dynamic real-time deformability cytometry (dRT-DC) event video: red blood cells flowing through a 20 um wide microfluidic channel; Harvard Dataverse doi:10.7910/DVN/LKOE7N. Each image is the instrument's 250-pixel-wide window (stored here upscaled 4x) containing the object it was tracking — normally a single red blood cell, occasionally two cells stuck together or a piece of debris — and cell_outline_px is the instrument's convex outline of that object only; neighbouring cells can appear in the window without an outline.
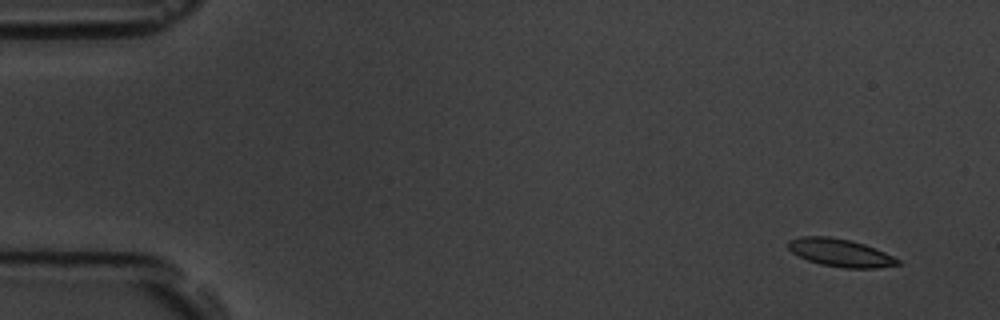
{"species": "common noctule bat (a hibernating species)", "species_latin": "Nyctalus noctula", "temperature_condition": "room temperature", "stored_images_in_passage": 5, "camera_frame_rate_fps": 3000, "um_per_image_px": 0.085, "animal": {"sex": "male", "body_mass_g": 19.5, "forearm_length_mm": 54.6}, "frame": {"image": 1, "passage_image": 1, "time_ms": 0.0, "image_size_px": [1000, 320], "cell_outline_px": [[900, 264], [876, 268], [844, 268], [820, 264], [808, 260], [792, 252], [788, 248], [788, 240], [800, 236], [828, 236], [848, 240], [864, 244], [884, 252], [900, 260]], "centroid_in_image_um": [71.4, 21.48], "position_along_channel_um": 13.6, "area_um2": 17.57}}
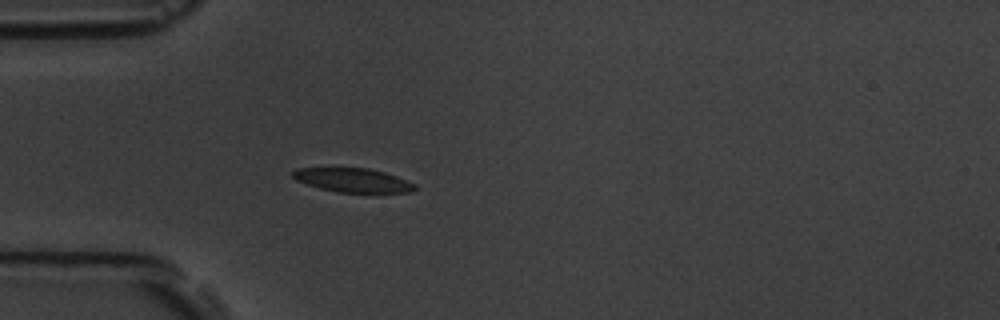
{"frame": {"image": 2, "passage_image": 5, "time_ms": 4.333, "image_size_px": [1000, 320], "cell_outline_px": [[416, 188], [412, 192], [376, 196], [336, 192], [320, 188], [296, 180], [292, 176], [292, 172], [296, 168], [368, 168], [384, 172], [396, 176], [416, 184]], "centroid_in_image_um": [30.11, 15.38], "position_along_channel_um": 54.9, "area_um2": 17.98}}